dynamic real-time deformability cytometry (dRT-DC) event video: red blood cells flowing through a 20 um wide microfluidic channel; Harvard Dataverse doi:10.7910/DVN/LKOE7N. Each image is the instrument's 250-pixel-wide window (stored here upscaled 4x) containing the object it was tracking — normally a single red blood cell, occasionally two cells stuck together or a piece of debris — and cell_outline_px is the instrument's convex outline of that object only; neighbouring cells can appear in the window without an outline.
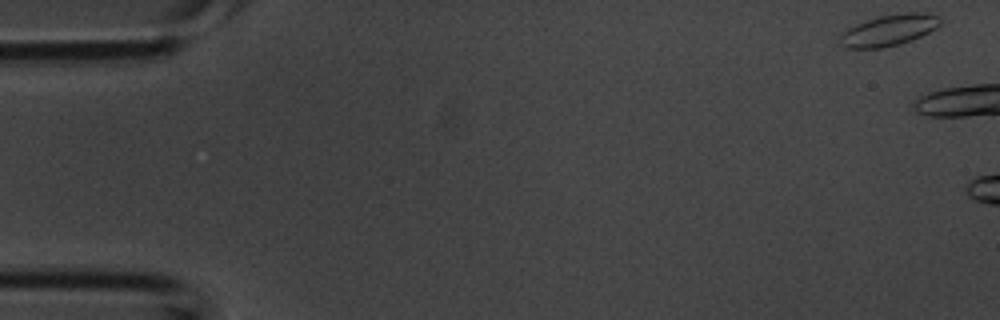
{"species": "common noctule bat (a hibernating species)", "species_latin": "Nyctalus noctula", "temperature_condition": "room temperature", "stored_images_in_passage": 5, "camera_frame_rate_fps": 3000, "um_per_image_px": 0.085, "animal": {"sex": "male", "body_mass_g": 20.1, "forearm_length_mm": 53.5}, "frame": {"image": 1, "passage_image": 1, "time_ms": 0.0, "image_size_px": [1000, 320], "cell_outline_px": [[940, 24], [936, 28], [912, 40], [900, 44], [884, 48], [844, 48], [840, 44], [840, 36], [848, 28], [856, 24], [880, 16], [908, 12], [924, 12], [940, 16]], "centroid_in_image_um": [75.57, 2.57], "position_along_channel_um": 9.4, "area_um2": 18.15}}